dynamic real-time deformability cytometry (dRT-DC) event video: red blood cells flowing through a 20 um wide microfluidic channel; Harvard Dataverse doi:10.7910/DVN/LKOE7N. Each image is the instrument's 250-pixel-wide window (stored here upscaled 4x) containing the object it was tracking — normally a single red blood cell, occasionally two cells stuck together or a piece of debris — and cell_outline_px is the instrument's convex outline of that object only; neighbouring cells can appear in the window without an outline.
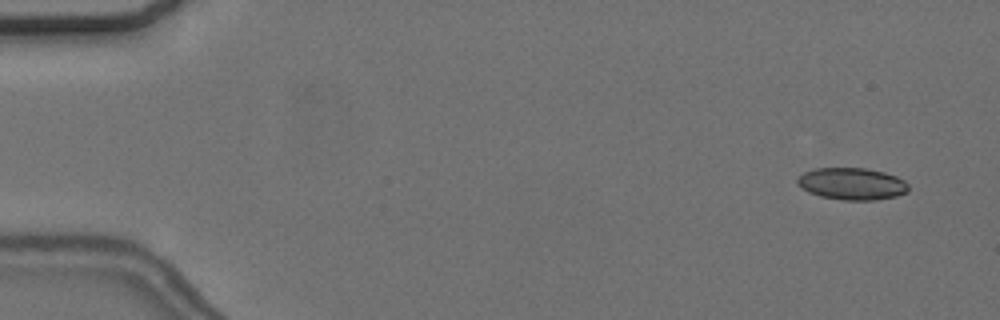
{"species": "common noctule bat (a hibernating species)", "species_latin": "Nyctalus noctula", "temperature_condition": "cold", "stored_images_in_passage": 36, "camera_frame_rate_fps": 3000, "um_per_image_px": 0.085, "animal": {"sex": "female", "body_mass_g": 24.6, "forearm_length_mm": 56.2}, "frame": {"image": 1, "passage_image": 4, "time_ms": 1.0, "image_size_px": [1000, 320], "cell_outline_px": [[908, 192], [896, 196], [876, 200], [844, 200], [820, 196], [808, 192], [800, 188], [796, 180], [804, 172], [816, 168], [864, 168], [884, 172], [896, 176], [904, 180], [908, 184]], "centroid_in_image_um": [72.42, 15.62], "position_along_channel_um": 12.6, "area_um2": 20.75}}
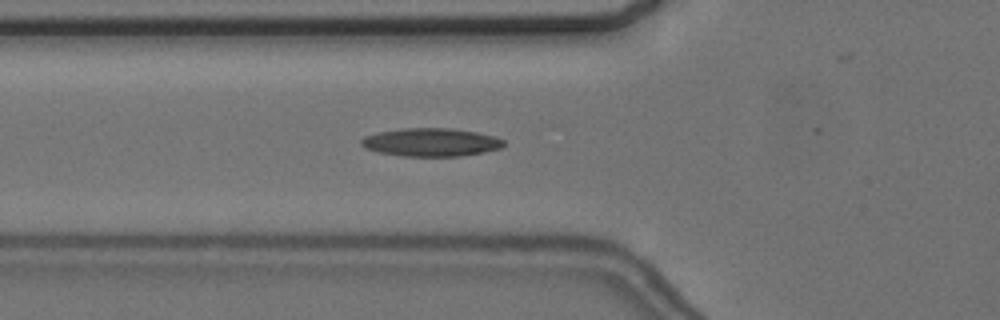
{"frame": {"image": 2, "passage_image": 21, "time_ms": 6.667, "image_size_px": [1000, 320], "cell_outline_px": [[504, 144], [500, 148], [484, 152], [460, 156], [404, 156], [380, 152], [364, 148], [360, 144], [360, 140], [364, 136], [376, 132], [404, 128], [452, 128], [476, 132], [496, 136], [504, 140]], "centroid_in_image_um": [36.62, 12.08], "position_along_channel_um": 89.2, "area_um2": 23.47}}
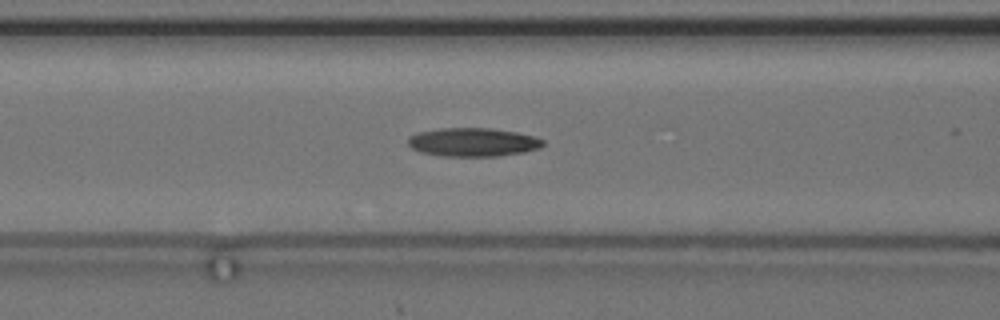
{"frame": {"image": 3, "passage_image": 24, "time_ms": 7.667, "image_size_px": [1000, 320], "cell_outline_px": [[544, 144], [540, 148], [524, 152], [496, 156], [444, 156], [420, 152], [412, 148], [408, 144], [408, 136], [420, 132], [440, 128], [492, 128], [516, 132], [532, 136], [544, 140]], "centroid_in_image_um": [40.2, 12.08], "position_along_channel_um": 126.4, "area_um2": 22.43}}